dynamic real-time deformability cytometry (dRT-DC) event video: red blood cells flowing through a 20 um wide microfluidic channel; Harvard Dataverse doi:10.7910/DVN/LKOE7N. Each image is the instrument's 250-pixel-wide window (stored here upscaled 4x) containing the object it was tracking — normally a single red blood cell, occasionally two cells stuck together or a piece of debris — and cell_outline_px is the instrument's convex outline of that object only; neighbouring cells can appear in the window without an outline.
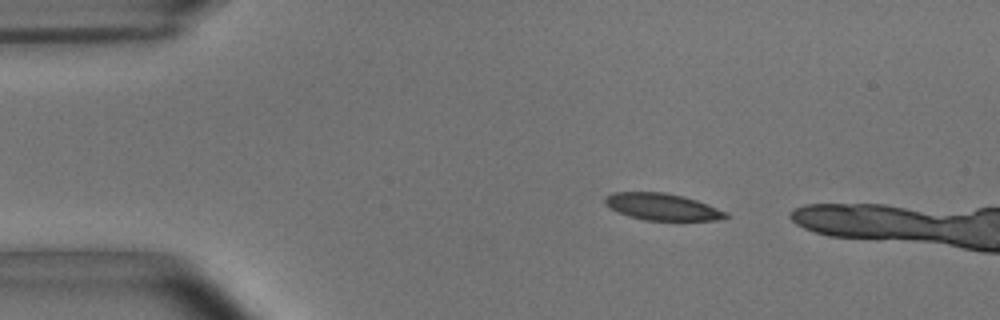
{"species": "common noctule bat (a hibernating species)", "species_latin": "Nyctalus noctula", "temperature_condition": "room temperature", "stored_images_in_passage": 38, "camera_frame_rate_fps": 3000, "um_per_image_px": 0.085, "animal": {"sex": "male", "body_mass_g": 15.6}, "frame": {"image": 1, "passage_image": 1, "time_ms": 0.0, "image_size_px": [1000, 320], "cell_outline_px": [[728, 216], [724, 220], [644, 220], [628, 216], [604, 204], [604, 196], [612, 192], [664, 192], [684, 196], [708, 204], [728, 212]], "centroid_in_image_um": [56.3, 17.57], "position_along_channel_um": 28.7, "area_um2": 18.96}}
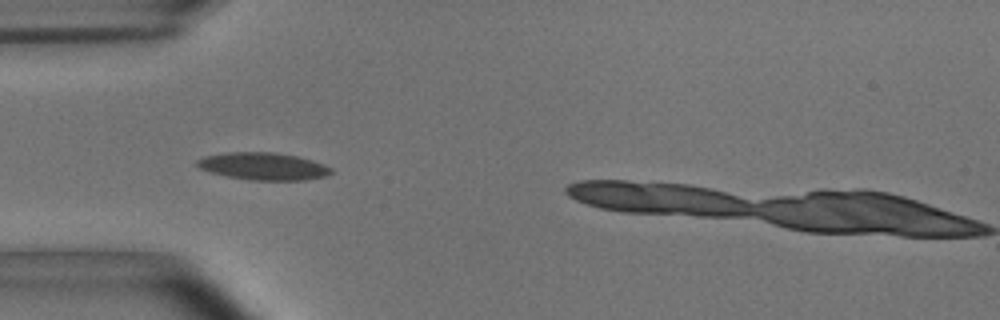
{"frame": {"image": 2, "passage_image": 8, "time_ms": 2.333, "image_size_px": [1000, 320], "cell_outline_px": [[332, 172], [324, 176], [304, 180], [248, 180], [228, 176], [212, 172], [200, 168], [196, 164], [196, 160], [204, 156], [228, 152], [272, 152], [296, 156], [312, 160], [324, 164], [332, 168]], "centroid_in_image_um": [22.38, 14.13], "position_along_channel_um": 62.6, "area_um2": 21.21}}
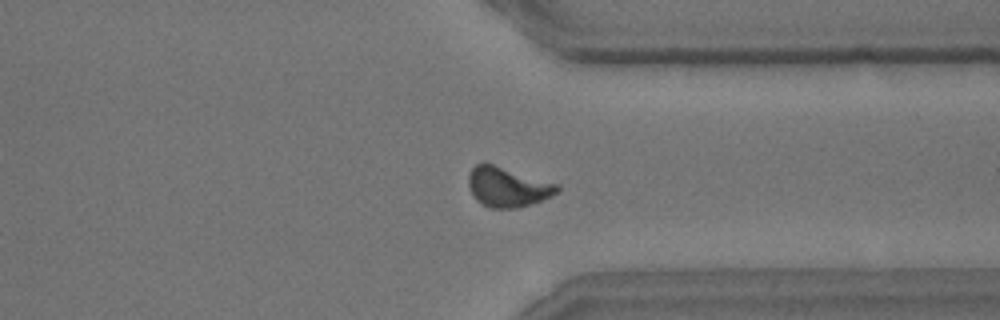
{"frame": {"image": 3, "passage_image": 33, "time_ms": 10.667, "image_size_px": [1000, 320], "cell_outline_px": [[560, 188], [552, 196], [532, 204], [516, 208], [488, 208], [476, 200], [468, 184], [468, 176], [472, 168], [476, 164], [484, 160], [556, 184]], "centroid_in_image_um": [43.1, 15.87], "position_along_channel_um": 368.3, "area_um2": 20.69}}